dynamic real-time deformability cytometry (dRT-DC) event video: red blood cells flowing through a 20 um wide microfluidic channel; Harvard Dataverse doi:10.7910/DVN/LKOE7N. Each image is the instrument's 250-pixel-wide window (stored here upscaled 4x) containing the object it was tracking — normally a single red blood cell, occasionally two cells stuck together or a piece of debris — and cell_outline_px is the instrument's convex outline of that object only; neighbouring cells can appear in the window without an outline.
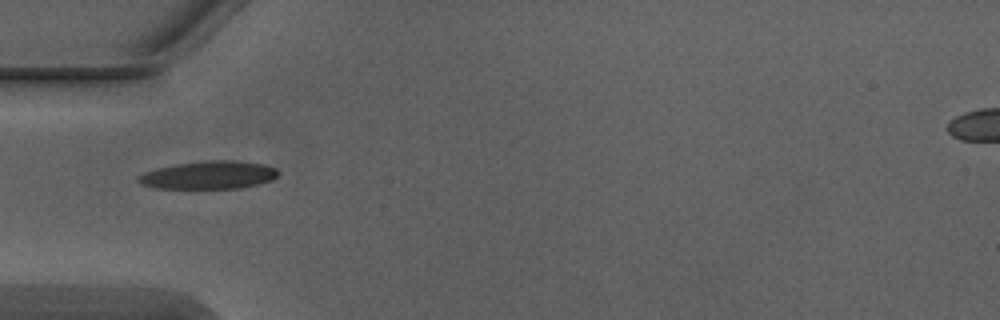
{"species": "Egyptian fruit bat (a non-hibernating species)", "species_latin": "Rousettus aegyptiacus", "temperature_condition": "warm", "stored_images_in_passage": 1, "camera_frame_rate_fps": 3000, "um_per_image_px": 0.085, "animal": {"sex": "male"}, "frame": {"image": 1, "passage_image": 1, "time_ms": 0.0, "image_size_px": [1000, 320], "cell_outline_px": [[280, 172], [272, 180], [260, 184], [240, 188], [156, 188], [140, 184], [136, 180], [136, 176], [144, 172], [156, 168], [176, 164], [204, 160], [236, 160], [264, 164], [276, 168]], "centroid_in_image_um": [17.74, 14.87], "position_along_channel_um": 67.3, "area_um2": 23.06}}